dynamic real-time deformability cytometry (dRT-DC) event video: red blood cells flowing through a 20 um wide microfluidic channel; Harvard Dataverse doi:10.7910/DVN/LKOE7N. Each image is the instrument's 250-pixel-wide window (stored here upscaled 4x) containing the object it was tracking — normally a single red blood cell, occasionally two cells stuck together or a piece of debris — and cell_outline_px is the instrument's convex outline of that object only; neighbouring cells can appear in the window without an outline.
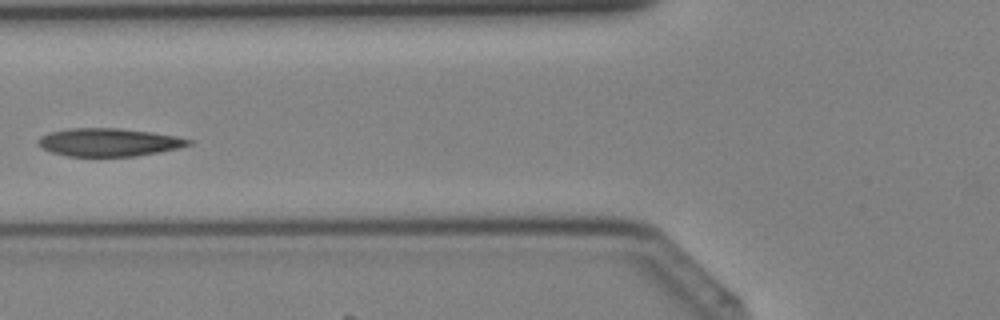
{"species": "Egyptian fruit bat (a non-hibernating species)", "species_latin": "Rousettus aegyptiacus", "temperature_condition": "cold", "stored_images_in_passage": 36, "camera_frame_rate_fps": 3000, "um_per_image_px": 0.085, "animal": {"sex": "female"}, "frame": {"image": 1, "passage_image": 15, "time_ms": 4.667, "image_size_px": [1000, 320], "cell_outline_px": [[192, 144], [180, 148], [160, 152], [136, 156], [68, 156], [52, 152], [44, 148], [36, 140], [40, 136], [48, 132], [72, 128], [120, 128], [152, 132], [176, 136], [192, 140]], "centroid_in_image_um": [9.28, 12.09], "position_along_channel_um": 116.5, "area_um2": 24.57}}
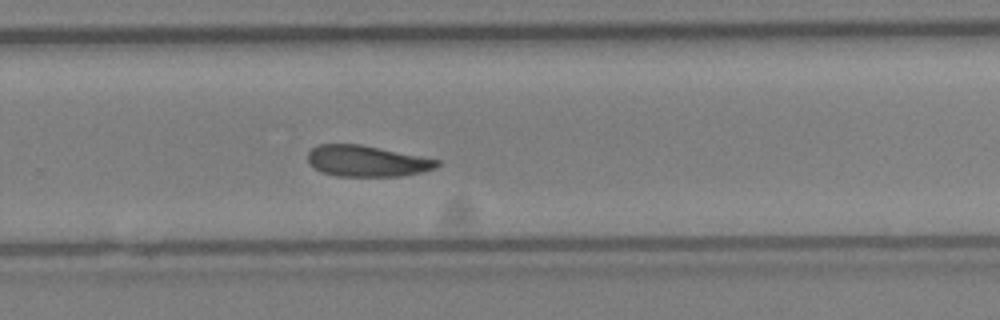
{"frame": {"image": 2, "passage_image": 26, "time_ms": 8.333, "image_size_px": [1000, 320], "cell_outline_px": [[440, 164], [424, 172], [400, 176], [336, 176], [320, 172], [308, 164], [308, 152], [312, 148], [320, 144], [360, 144], [440, 160]], "centroid_in_image_um": [31.14, 13.69], "position_along_channel_um": 298.7, "area_um2": 23.41}}
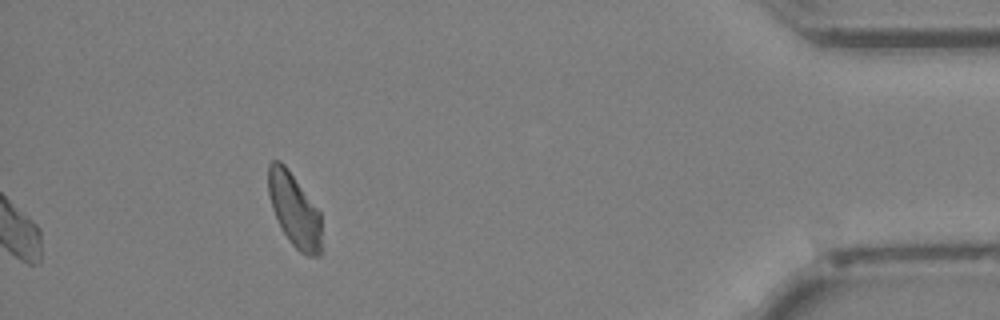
{"frame": {"image": 3, "passage_image": 36, "time_ms": 11.667, "image_size_px": [1000, 320], "cell_outline_px": [[324, 248], [320, 256], [308, 256], [300, 252], [292, 244], [284, 232], [272, 208], [268, 192], [268, 164], [272, 160], [280, 160], [284, 164], [320, 212]], "centroid_in_image_um": [25.06, 17.9], "position_along_channel_um": 410.1, "area_um2": 22.95}}